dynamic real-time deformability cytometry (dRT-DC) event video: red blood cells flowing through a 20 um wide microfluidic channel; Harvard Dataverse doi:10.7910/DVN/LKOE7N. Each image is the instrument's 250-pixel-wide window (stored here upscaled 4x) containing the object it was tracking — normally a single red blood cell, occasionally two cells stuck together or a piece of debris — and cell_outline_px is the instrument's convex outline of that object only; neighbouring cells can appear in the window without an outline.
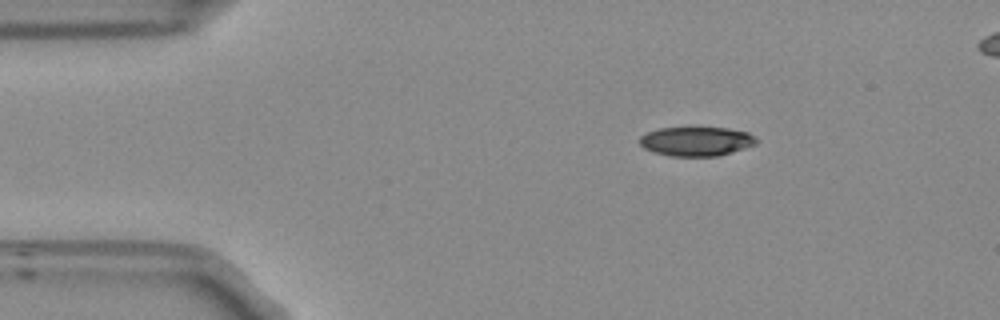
{"species": "Egyptian fruit bat (a non-hibernating species)", "species_latin": "Rousettus aegyptiacus", "temperature_condition": "room temperature", "stored_images_in_passage": 45, "camera_frame_rate_fps": 3000, "um_per_image_px": 0.085, "frame": {"image": 1, "passage_image": 1, "time_ms": 0.0, "image_size_px": [1000, 320], "cell_outline_px": [[756, 144], [720, 156], [668, 156], [652, 152], [644, 148], [640, 144], [640, 136], [648, 132], [660, 128], [728, 128], [748, 132], [756, 140]], "centroid_in_image_um": [59.16, 12.02], "position_along_channel_um": 25.8, "area_um2": 19.77}}
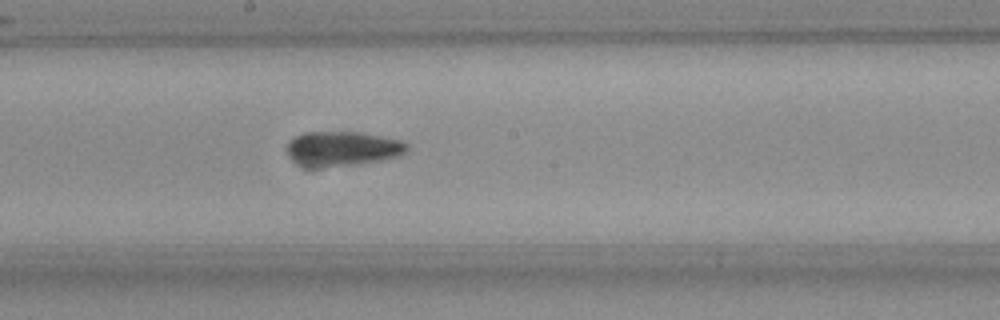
{"frame": {"image": 2, "passage_image": 21, "time_ms": 6.667, "image_size_px": [1000, 320], "cell_outline_px": [[408, 148], [404, 152], [396, 156], [380, 160], [308, 168], [292, 160], [284, 152], [284, 144], [292, 136], [304, 132], [360, 132], [400, 140], [408, 144]], "centroid_in_image_um": [28.96, 12.6], "position_along_channel_um": 219.2, "area_um2": 24.16}}
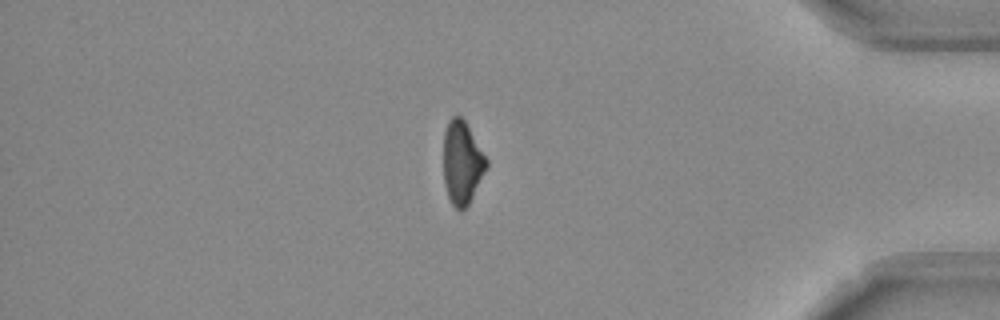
{"frame": {"image": 3, "passage_image": 38, "time_ms": 12.333, "image_size_px": [1000, 320], "cell_outline_px": [[488, 168], [468, 204], [460, 212], [452, 204], [448, 196], [444, 184], [444, 132], [448, 120], [452, 116], [460, 116], [464, 120], [488, 160]], "centroid_in_image_um": [39.28, 13.83], "position_along_channel_um": 395.9, "area_um2": 20.75}}